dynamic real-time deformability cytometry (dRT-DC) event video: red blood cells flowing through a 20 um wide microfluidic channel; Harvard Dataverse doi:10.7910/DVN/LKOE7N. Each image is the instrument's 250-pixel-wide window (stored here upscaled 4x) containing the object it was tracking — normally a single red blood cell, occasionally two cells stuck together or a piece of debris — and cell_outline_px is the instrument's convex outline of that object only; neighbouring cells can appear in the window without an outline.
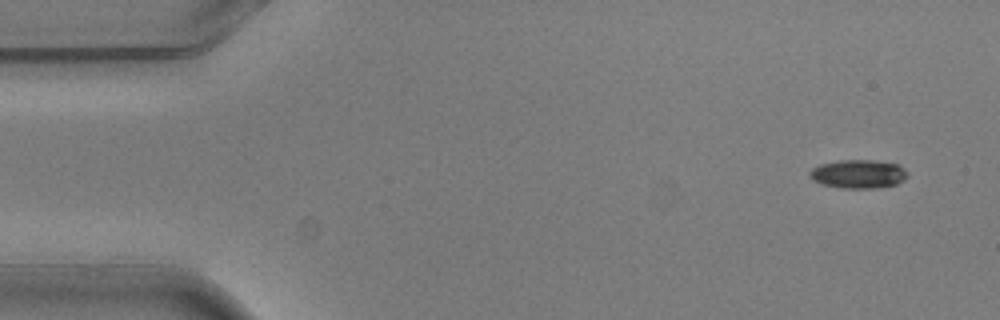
{"species": "common noctule bat (a hibernating species)", "species_latin": "Nyctalus noctula", "temperature_condition": "warm", "stored_images_in_passage": 10, "camera_frame_rate_fps": 3000, "um_per_image_px": 0.085, "animal": {"sex": "male", "body_mass_g": 20.5, "forearm_length_mm": 52.5}, "frame": {"image": 1, "passage_image": 1, "time_ms": 0.0, "image_size_px": [1000, 320], "cell_outline_px": [[908, 176], [904, 180], [896, 184], [876, 188], [840, 188], [820, 184], [812, 180], [808, 176], [808, 172], [812, 168], [820, 164], [840, 160], [872, 160], [900, 164], [908, 172]], "centroid_in_image_um": [72.94, 14.79], "position_along_channel_um": 12.1, "area_um2": 16.59}}
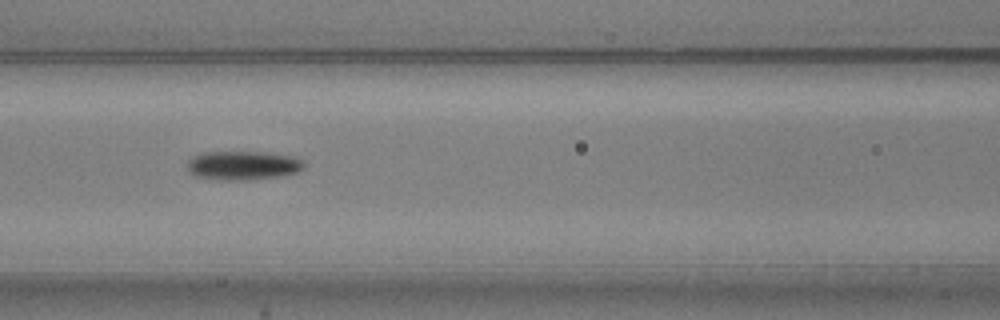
{"frame": {"image": 2, "passage_image": 6, "time_ms": 1.667, "image_size_px": [1000, 320], "cell_outline_px": [[304, 168], [296, 172], [280, 176], [244, 180], [224, 180], [196, 176], [188, 168], [188, 160], [200, 152], [264, 152], [292, 156], [304, 160]], "centroid_in_image_um": [20.67, 14.05], "position_along_channel_um": 145.9, "area_um2": 19.54}}
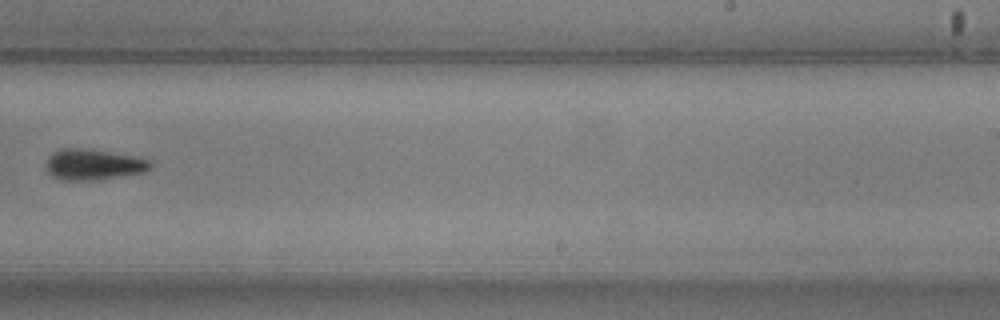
{"frame": {"image": 3, "passage_image": 9, "time_ms": 2.667, "image_size_px": [1000, 320], "cell_outline_px": [[152, 168], [144, 172], [96, 180], [64, 180], [52, 176], [44, 168], [44, 164], [48, 156], [52, 152], [60, 148], [80, 148], [136, 156], [152, 160]], "centroid_in_image_um": [7.91, 13.98], "position_along_channel_um": 281.1, "area_um2": 18.96}}